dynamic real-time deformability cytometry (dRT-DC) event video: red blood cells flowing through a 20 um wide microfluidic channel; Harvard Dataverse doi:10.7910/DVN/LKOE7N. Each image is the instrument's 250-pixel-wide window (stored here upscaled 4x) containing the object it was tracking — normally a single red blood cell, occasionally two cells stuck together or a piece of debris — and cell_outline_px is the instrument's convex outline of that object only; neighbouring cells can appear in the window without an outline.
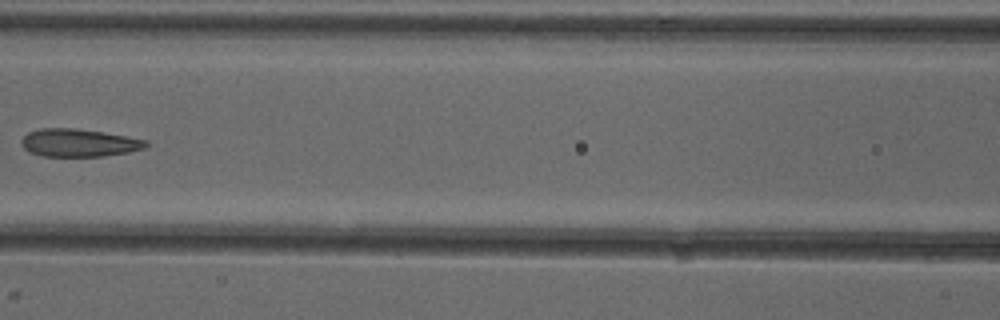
{"species": "common noctule bat (a hibernating species)", "species_latin": "Nyctalus noctula", "temperature_condition": "cold", "stored_images_in_passage": 7, "camera_frame_rate_fps": 3000, "um_per_image_px": 0.085, "animal": {"sex": "female"}, "frame": {"image": 1, "passage_image": 6, "time_ms": 7.0, "image_size_px": [1000, 320], "cell_outline_px": [[148, 144], [144, 148], [128, 152], [100, 156], [44, 156], [28, 152], [20, 144], [20, 140], [28, 132], [40, 128], [72, 128], [100, 132], [148, 140]], "centroid_in_image_um": [6.64, 12.14], "position_along_channel_um": 160.0, "area_um2": 20.0}}
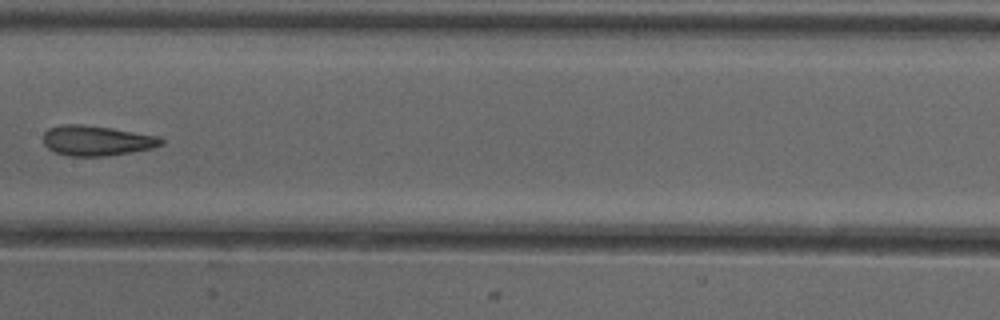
{"frame": {"image": 2, "passage_image": 7, "time_ms": 8.0, "image_size_px": [1000, 320], "cell_outline_px": [[164, 144], [152, 148], [104, 156], [68, 156], [56, 152], [48, 148], [44, 144], [44, 132], [48, 128], [60, 124], [80, 124], [112, 128], [160, 136], [164, 140]], "centroid_in_image_um": [8.22, 11.94], "position_along_channel_um": 199.2, "area_um2": 20.69}}